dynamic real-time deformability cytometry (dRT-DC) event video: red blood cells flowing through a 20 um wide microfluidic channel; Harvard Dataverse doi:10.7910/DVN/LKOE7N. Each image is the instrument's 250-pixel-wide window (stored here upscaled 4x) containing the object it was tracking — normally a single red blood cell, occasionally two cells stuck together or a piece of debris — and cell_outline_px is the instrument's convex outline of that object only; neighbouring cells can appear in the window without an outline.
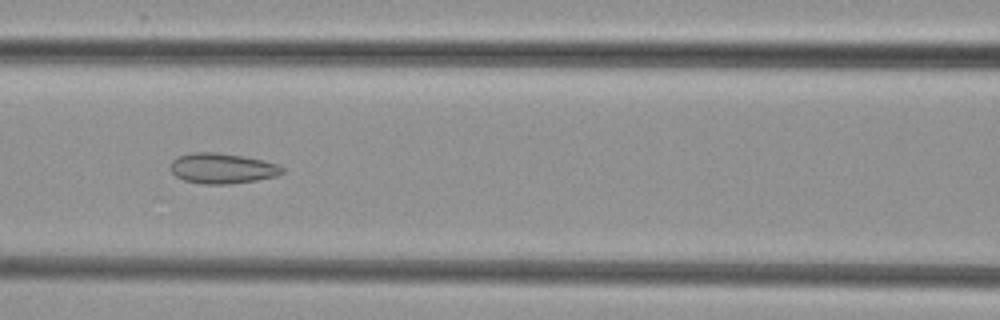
{"species": "common noctule bat (a hibernating species)", "species_latin": "Nyctalus noctula", "temperature_condition": "cold", "stored_images_in_passage": 7, "camera_frame_rate_fps": 3000, "um_per_image_px": 0.085, "animal": {"sex": "female", "body_mass_g": 29.2, "forearm_length_mm": 56.3}, "frame": {"image": 1, "passage_image": 6, "time_ms": 6.667, "image_size_px": [1000, 320], "cell_outline_px": [[284, 172], [276, 176], [256, 180], [228, 184], [204, 184], [184, 180], [176, 176], [172, 172], [172, 160], [180, 156], [196, 152], [216, 152], [244, 156], [264, 160], [276, 164], [284, 168]], "centroid_in_image_um": [18.92, 14.31], "position_along_channel_um": 147.7, "area_um2": 19.59}}
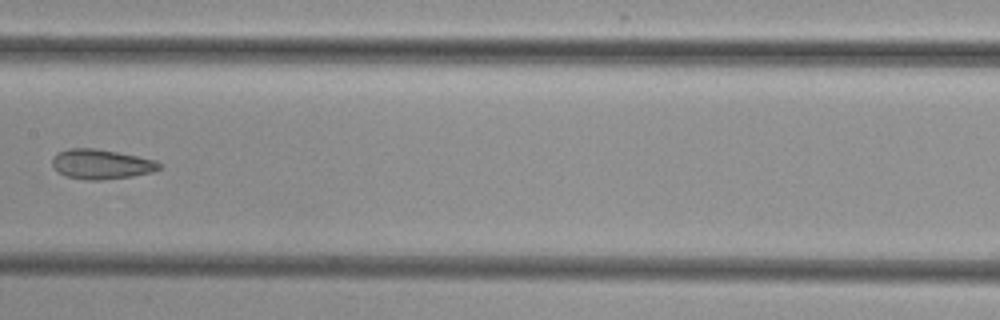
{"frame": {"image": 2, "passage_image": 7, "time_ms": 8.0, "image_size_px": [1000, 320], "cell_outline_px": [[160, 168], [152, 172], [132, 176], [104, 180], [84, 180], [64, 176], [56, 172], [52, 168], [52, 156], [56, 152], [68, 148], [96, 148], [156, 160], [160, 164]], "centroid_in_image_um": [8.52, 13.96], "position_along_channel_um": 198.9, "area_um2": 18.84}}